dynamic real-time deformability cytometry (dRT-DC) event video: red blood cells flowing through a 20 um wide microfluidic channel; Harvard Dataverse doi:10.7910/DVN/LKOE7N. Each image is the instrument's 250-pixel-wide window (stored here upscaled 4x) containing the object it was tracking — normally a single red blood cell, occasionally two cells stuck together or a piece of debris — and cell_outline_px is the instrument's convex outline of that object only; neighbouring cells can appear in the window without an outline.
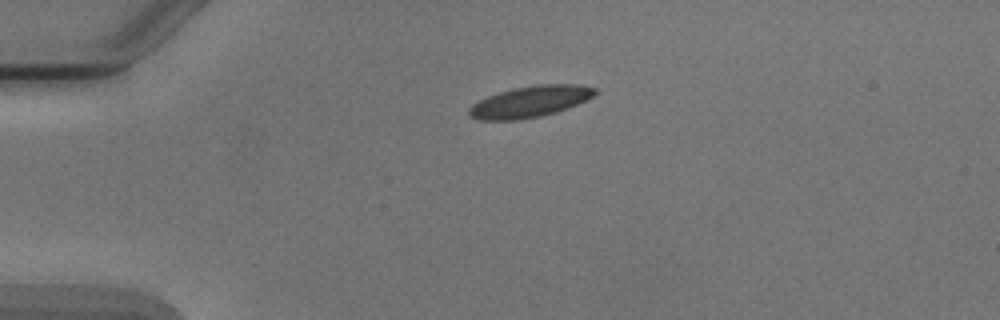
{"species": "Egyptian fruit bat (a non-hibernating species)", "species_latin": "Rousettus aegyptiacus", "temperature_condition": "cold", "stored_images_in_passage": 2, "camera_frame_rate_fps": 3000, "um_per_image_px": 0.085, "animal": {"sex": "male"}, "frame": {"image": 1, "passage_image": 1, "time_ms": 0.0, "image_size_px": [1000, 320], "cell_outline_px": [[600, 92], [576, 104], [556, 112], [540, 116], [516, 120], [480, 120], [468, 116], [468, 108], [472, 104], [488, 96], [512, 88], [536, 84], [580, 84], [596, 88]], "centroid_in_image_um": [45.04, 8.63], "position_along_channel_um": 40.0, "area_um2": 22.95}}